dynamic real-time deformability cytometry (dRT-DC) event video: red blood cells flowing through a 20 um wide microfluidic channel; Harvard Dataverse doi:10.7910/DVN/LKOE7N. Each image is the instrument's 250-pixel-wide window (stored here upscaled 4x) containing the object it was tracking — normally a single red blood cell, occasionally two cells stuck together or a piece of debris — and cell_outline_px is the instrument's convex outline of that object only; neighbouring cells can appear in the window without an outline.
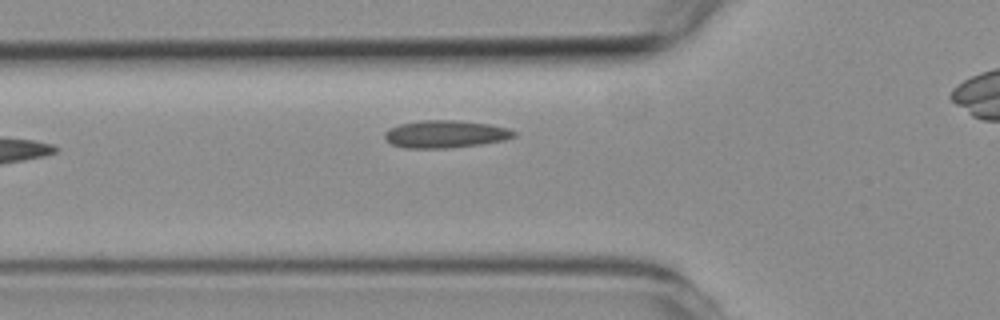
{"species": "common noctule bat (a hibernating species)", "species_latin": "Nyctalus noctula", "temperature_condition": "room temperature", "stored_images_in_passage": 3, "camera_frame_rate_fps": 3000, "um_per_image_px": 0.085, "animal": {"sex": "female", "body_mass_g": 19.3, "forearm_length_mm": 54.1}, "frame": {"image": 1, "passage_image": 2, "time_ms": 1.333, "image_size_px": [1000, 320], "cell_outline_px": [[516, 136], [504, 140], [480, 144], [444, 148], [404, 148], [392, 144], [384, 136], [384, 132], [388, 128], [400, 124], [420, 120], [456, 120], [488, 124], [508, 128], [516, 132]], "centroid_in_image_um": [37.84, 11.39], "position_along_channel_um": 88.0, "area_um2": 20.63}}